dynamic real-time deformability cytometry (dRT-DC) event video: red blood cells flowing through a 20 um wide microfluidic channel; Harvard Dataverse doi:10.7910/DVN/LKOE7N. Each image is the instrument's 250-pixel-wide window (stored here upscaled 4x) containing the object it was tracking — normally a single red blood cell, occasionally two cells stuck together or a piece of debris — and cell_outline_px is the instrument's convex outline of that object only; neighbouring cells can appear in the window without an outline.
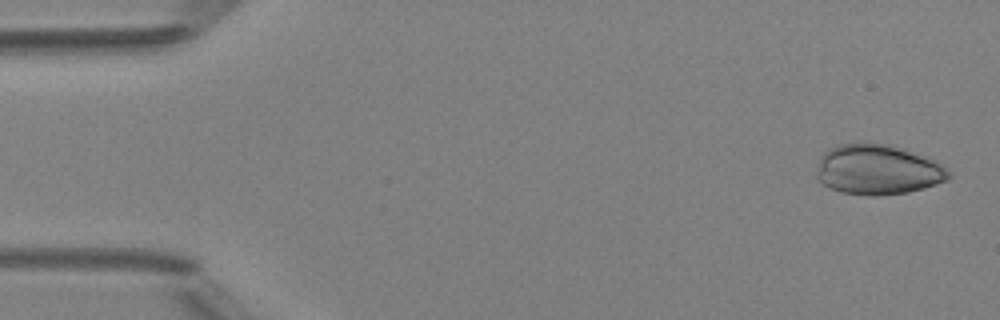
{"species": "Egyptian fruit bat (a non-hibernating species)", "species_latin": "Rousettus aegyptiacus", "temperature_condition": "room temperature", "stored_images_in_passage": 4, "camera_frame_rate_fps": 3000, "um_per_image_px": 0.085, "animal": {"sex": "female"}, "frame": {"image": 1, "passage_image": 1, "time_ms": 0.0, "image_size_px": [1000, 320], "cell_outline_px": [[952, 176], [948, 180], [924, 188], [908, 192], [880, 196], [868, 196], [840, 192], [824, 184], [816, 176], [816, 168], [820, 156], [824, 152], [840, 144], [860, 140], [892, 144], [904, 148], [936, 160]], "centroid_in_image_um": [74.6, 14.39], "position_along_channel_um": 10.4, "area_um2": 39.36}}
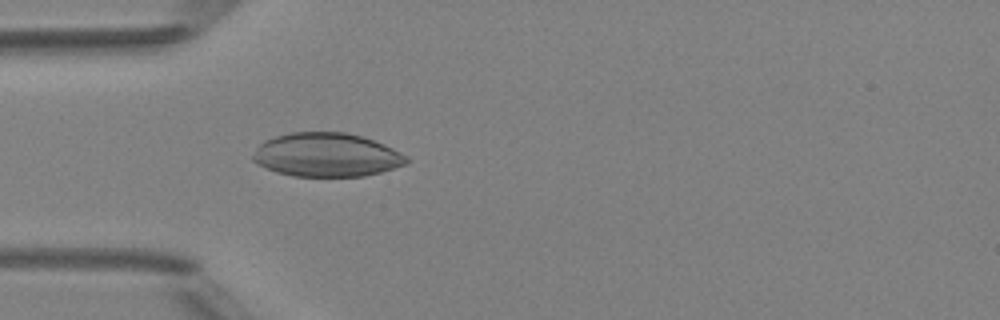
{"frame": {"image": 2, "passage_image": 4, "time_ms": 4.333, "image_size_px": [1000, 320], "cell_outline_px": [[408, 160], [404, 164], [380, 172], [364, 176], [292, 176], [276, 172], [252, 160], [252, 156], [256, 148], [264, 140], [276, 136], [292, 132], [344, 132], [364, 136], [384, 144], [408, 156]], "centroid_in_image_um": [27.76, 13.15], "position_along_channel_um": 57.2, "area_um2": 39.02}}